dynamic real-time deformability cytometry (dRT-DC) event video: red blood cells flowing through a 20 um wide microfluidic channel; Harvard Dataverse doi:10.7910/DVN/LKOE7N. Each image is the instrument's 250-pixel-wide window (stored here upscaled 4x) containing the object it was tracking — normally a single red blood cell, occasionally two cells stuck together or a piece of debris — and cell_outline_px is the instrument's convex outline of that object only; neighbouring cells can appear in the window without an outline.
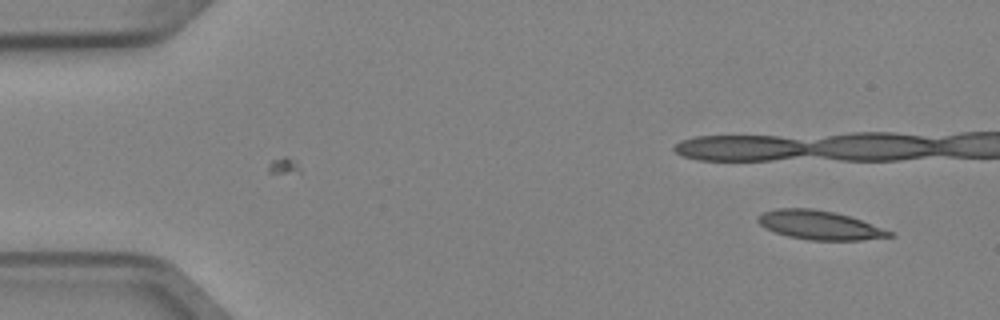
{"species": "Egyptian fruit bat (a non-hibernating species)", "species_latin": "Rousettus aegyptiacus", "temperature_condition": "cold", "stored_images_in_passage": 7, "camera_frame_rate_fps": 3000, "um_per_image_px": 0.085, "animal": {"sex": "female"}, "frame": {"image": 1, "passage_image": 1, "time_ms": 0.0, "image_size_px": [1000, 320], "cell_outline_px": [[896, 236], [860, 240], [808, 240], [788, 236], [776, 232], [760, 224], [756, 220], [756, 216], [764, 212], [776, 208], [812, 208], [832, 212], [848, 216], [896, 232]], "centroid_in_image_um": [69.69, 19.14], "position_along_channel_um": 15.3, "area_um2": 22.08}}